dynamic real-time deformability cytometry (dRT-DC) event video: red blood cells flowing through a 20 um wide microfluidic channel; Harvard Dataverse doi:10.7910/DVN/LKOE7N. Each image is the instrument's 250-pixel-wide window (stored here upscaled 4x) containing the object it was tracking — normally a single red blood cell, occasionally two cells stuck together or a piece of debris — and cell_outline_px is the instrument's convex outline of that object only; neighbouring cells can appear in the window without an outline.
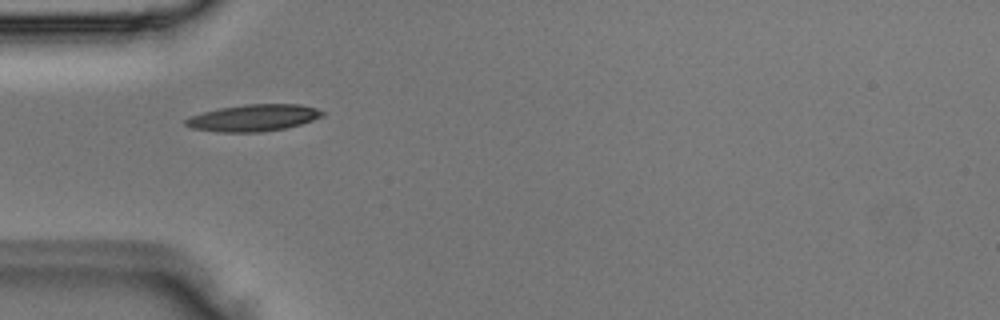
{"species": "Egyptian fruit bat (a non-hibernating species)", "species_latin": "Rousettus aegyptiacus", "temperature_condition": "room temperature", "stored_images_in_passage": 3, "camera_frame_rate_fps": 3000, "um_per_image_px": 0.085, "animal": {"sex": "male"}, "frame": {"image": 1, "passage_image": 3, "time_ms": 0.667, "image_size_px": [1000, 320], "cell_outline_px": [[324, 116], [300, 124], [284, 128], [260, 132], [220, 132], [192, 128], [184, 124], [184, 120], [188, 116], [220, 108], [244, 104], [300, 104], [316, 108], [324, 112]], "centroid_in_image_um": [21.53, 10.01], "position_along_channel_um": 63.5, "area_um2": 21.27}}